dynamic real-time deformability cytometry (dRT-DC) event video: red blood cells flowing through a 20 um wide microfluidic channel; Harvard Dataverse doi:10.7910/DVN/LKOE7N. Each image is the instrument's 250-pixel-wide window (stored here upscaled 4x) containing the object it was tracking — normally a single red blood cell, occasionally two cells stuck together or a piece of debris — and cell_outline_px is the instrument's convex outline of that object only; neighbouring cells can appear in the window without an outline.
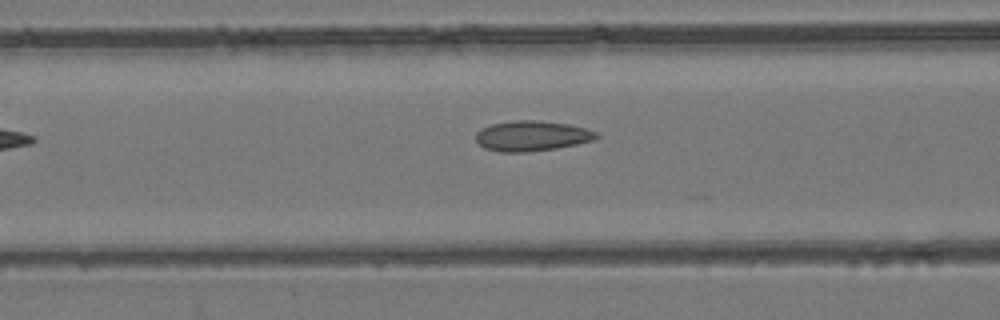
{"species": "common noctule bat (a hibernating species)", "species_latin": "Nyctalus noctula", "temperature_condition": "room temperature", "stored_images_in_passage": 3, "camera_frame_rate_fps": 3000, "um_per_image_px": 0.085, "animal": {"sex": "female", "body_mass_g": 24.6, "forearm_length_mm": 56.2}, "frame": {"image": 1, "passage_image": 3, "time_ms": 2.333, "image_size_px": [1000, 320], "cell_outline_px": [[600, 136], [596, 140], [556, 148], [524, 152], [500, 152], [484, 148], [476, 140], [476, 132], [480, 128], [492, 124], [520, 120], [536, 120], [568, 124], [584, 128], [596, 132]], "centroid_in_image_um": [45.2, 11.55], "position_along_channel_um": 121.4, "area_um2": 21.15}}